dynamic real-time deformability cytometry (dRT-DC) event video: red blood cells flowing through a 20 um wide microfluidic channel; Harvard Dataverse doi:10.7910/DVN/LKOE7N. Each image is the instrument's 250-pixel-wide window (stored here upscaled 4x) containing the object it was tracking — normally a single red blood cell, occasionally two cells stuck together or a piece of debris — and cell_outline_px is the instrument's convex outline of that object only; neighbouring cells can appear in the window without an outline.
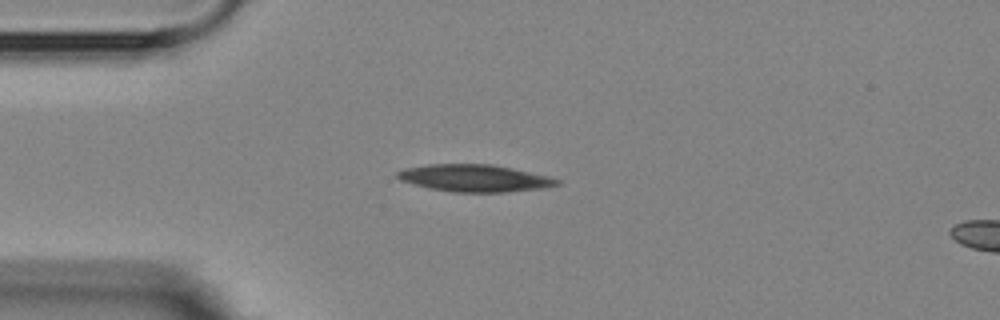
{"species": "Egyptian fruit bat (a non-hibernating species)", "species_latin": "Rousettus aegyptiacus", "temperature_condition": "room temperature", "stored_images_in_passage": 2, "segment_of_instrument_passage": [1, 2], "camera_frame_rate_fps": 3000, "um_per_image_px": 0.085, "animal": {"sex": "female"}, "frame": {"image": 1, "passage_image": 1, "time_ms": 0.0, "image_size_px": [1000, 320], "cell_outline_px": [[560, 184], [548, 188], [504, 192], [452, 192], [428, 188], [412, 184], [400, 180], [396, 176], [396, 172], [404, 168], [428, 164], [492, 164], [512, 168], [548, 176], [560, 180]], "centroid_in_image_um": [40.33, 15.14], "position_along_channel_um": 44.7, "area_um2": 25.43}}